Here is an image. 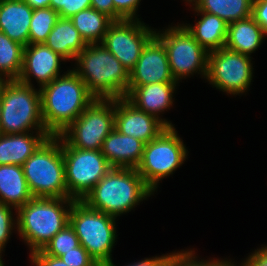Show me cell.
Wrapping results in <instances>:
<instances>
[{"mask_svg":"<svg viewBox=\"0 0 267 266\" xmlns=\"http://www.w3.org/2000/svg\"><path fill=\"white\" fill-rule=\"evenodd\" d=\"M46 130L57 136L96 99L71 69L39 88Z\"/></svg>","mask_w":267,"mask_h":266,"instance_id":"cell-1","label":"cell"},{"mask_svg":"<svg viewBox=\"0 0 267 266\" xmlns=\"http://www.w3.org/2000/svg\"><path fill=\"white\" fill-rule=\"evenodd\" d=\"M152 194L154 191L136 168L112 167L82 201L91 209L117 218Z\"/></svg>","mask_w":267,"mask_h":266,"instance_id":"cell-2","label":"cell"},{"mask_svg":"<svg viewBox=\"0 0 267 266\" xmlns=\"http://www.w3.org/2000/svg\"><path fill=\"white\" fill-rule=\"evenodd\" d=\"M73 71L99 99L126 97L129 71L102 43L87 44L76 56Z\"/></svg>","mask_w":267,"mask_h":266,"instance_id":"cell-3","label":"cell"},{"mask_svg":"<svg viewBox=\"0 0 267 266\" xmlns=\"http://www.w3.org/2000/svg\"><path fill=\"white\" fill-rule=\"evenodd\" d=\"M72 198L33 197L17 213V230L30 248V255L42 250L69 224Z\"/></svg>","mask_w":267,"mask_h":266,"instance_id":"cell-4","label":"cell"},{"mask_svg":"<svg viewBox=\"0 0 267 266\" xmlns=\"http://www.w3.org/2000/svg\"><path fill=\"white\" fill-rule=\"evenodd\" d=\"M22 168L33 197L69 198L60 135L48 137Z\"/></svg>","mask_w":267,"mask_h":266,"instance_id":"cell-5","label":"cell"},{"mask_svg":"<svg viewBox=\"0 0 267 266\" xmlns=\"http://www.w3.org/2000/svg\"><path fill=\"white\" fill-rule=\"evenodd\" d=\"M47 131L39 89L18 80H1L0 134Z\"/></svg>","mask_w":267,"mask_h":266,"instance_id":"cell-6","label":"cell"},{"mask_svg":"<svg viewBox=\"0 0 267 266\" xmlns=\"http://www.w3.org/2000/svg\"><path fill=\"white\" fill-rule=\"evenodd\" d=\"M116 219L89 208L83 201H74L69 224L79 241L99 266L112 262V249L117 241Z\"/></svg>","mask_w":267,"mask_h":266,"instance_id":"cell-7","label":"cell"},{"mask_svg":"<svg viewBox=\"0 0 267 266\" xmlns=\"http://www.w3.org/2000/svg\"><path fill=\"white\" fill-rule=\"evenodd\" d=\"M187 152L175 127H166L156 138L145 143L143 156L136 170L155 192L159 181L182 166L186 161Z\"/></svg>","mask_w":267,"mask_h":266,"instance_id":"cell-8","label":"cell"},{"mask_svg":"<svg viewBox=\"0 0 267 266\" xmlns=\"http://www.w3.org/2000/svg\"><path fill=\"white\" fill-rule=\"evenodd\" d=\"M115 99L96 98L59 135L72 147L101 150L106 137L114 129Z\"/></svg>","mask_w":267,"mask_h":266,"instance_id":"cell-9","label":"cell"},{"mask_svg":"<svg viewBox=\"0 0 267 266\" xmlns=\"http://www.w3.org/2000/svg\"><path fill=\"white\" fill-rule=\"evenodd\" d=\"M62 151L69 198L82 201L112 166L101 150L78 149L63 138Z\"/></svg>","mask_w":267,"mask_h":266,"instance_id":"cell-10","label":"cell"},{"mask_svg":"<svg viewBox=\"0 0 267 266\" xmlns=\"http://www.w3.org/2000/svg\"><path fill=\"white\" fill-rule=\"evenodd\" d=\"M164 30L155 31V36L166 49L170 70L175 81L179 83V80L186 79L194 73L206 78L209 53L182 24Z\"/></svg>","mask_w":267,"mask_h":266,"instance_id":"cell-11","label":"cell"},{"mask_svg":"<svg viewBox=\"0 0 267 266\" xmlns=\"http://www.w3.org/2000/svg\"><path fill=\"white\" fill-rule=\"evenodd\" d=\"M251 57L227 49L212 51L208 55L207 81L227 94L246 93L253 78Z\"/></svg>","mask_w":267,"mask_h":266,"instance_id":"cell-12","label":"cell"},{"mask_svg":"<svg viewBox=\"0 0 267 266\" xmlns=\"http://www.w3.org/2000/svg\"><path fill=\"white\" fill-rule=\"evenodd\" d=\"M138 20L114 21L101 42L130 72L155 30Z\"/></svg>","mask_w":267,"mask_h":266,"instance_id":"cell-13","label":"cell"},{"mask_svg":"<svg viewBox=\"0 0 267 266\" xmlns=\"http://www.w3.org/2000/svg\"><path fill=\"white\" fill-rule=\"evenodd\" d=\"M176 82L163 43L154 35L142 49L135 67L129 72V86Z\"/></svg>","mask_w":267,"mask_h":266,"instance_id":"cell-14","label":"cell"},{"mask_svg":"<svg viewBox=\"0 0 267 266\" xmlns=\"http://www.w3.org/2000/svg\"><path fill=\"white\" fill-rule=\"evenodd\" d=\"M114 128L144 143L156 138L166 126L155 116L137 109L125 97L115 99Z\"/></svg>","mask_w":267,"mask_h":266,"instance_id":"cell-15","label":"cell"},{"mask_svg":"<svg viewBox=\"0 0 267 266\" xmlns=\"http://www.w3.org/2000/svg\"><path fill=\"white\" fill-rule=\"evenodd\" d=\"M61 61L66 62L45 43L29 44L24 47L23 66L18 81L33 86L31 80L35 78L42 88L60 76Z\"/></svg>","mask_w":267,"mask_h":266,"instance_id":"cell-16","label":"cell"},{"mask_svg":"<svg viewBox=\"0 0 267 266\" xmlns=\"http://www.w3.org/2000/svg\"><path fill=\"white\" fill-rule=\"evenodd\" d=\"M178 82L151 83L142 86H128L126 99L137 109L155 116L166 127L174 125L159 117L161 112L167 111L173 104V94Z\"/></svg>","mask_w":267,"mask_h":266,"instance_id":"cell-17","label":"cell"},{"mask_svg":"<svg viewBox=\"0 0 267 266\" xmlns=\"http://www.w3.org/2000/svg\"><path fill=\"white\" fill-rule=\"evenodd\" d=\"M144 147L143 141L121 134L114 128L104 140L101 152L112 167L136 168Z\"/></svg>","mask_w":267,"mask_h":266,"instance_id":"cell-18","label":"cell"},{"mask_svg":"<svg viewBox=\"0 0 267 266\" xmlns=\"http://www.w3.org/2000/svg\"><path fill=\"white\" fill-rule=\"evenodd\" d=\"M33 11L24 0H0V31L26 47Z\"/></svg>","mask_w":267,"mask_h":266,"instance_id":"cell-19","label":"cell"},{"mask_svg":"<svg viewBox=\"0 0 267 266\" xmlns=\"http://www.w3.org/2000/svg\"><path fill=\"white\" fill-rule=\"evenodd\" d=\"M0 134V165H20L50 136L48 131Z\"/></svg>","mask_w":267,"mask_h":266,"instance_id":"cell-20","label":"cell"},{"mask_svg":"<svg viewBox=\"0 0 267 266\" xmlns=\"http://www.w3.org/2000/svg\"><path fill=\"white\" fill-rule=\"evenodd\" d=\"M193 10L201 16L200 20L194 25L187 23L182 25L208 53L224 48L228 23L216 15L198 11L195 7Z\"/></svg>","mask_w":267,"mask_h":266,"instance_id":"cell-21","label":"cell"},{"mask_svg":"<svg viewBox=\"0 0 267 266\" xmlns=\"http://www.w3.org/2000/svg\"><path fill=\"white\" fill-rule=\"evenodd\" d=\"M33 198L20 165H0V203L18 210Z\"/></svg>","mask_w":267,"mask_h":266,"instance_id":"cell-22","label":"cell"},{"mask_svg":"<svg viewBox=\"0 0 267 266\" xmlns=\"http://www.w3.org/2000/svg\"><path fill=\"white\" fill-rule=\"evenodd\" d=\"M265 34L261 26L252 18L228 24L225 47L251 57V53L262 44Z\"/></svg>","mask_w":267,"mask_h":266,"instance_id":"cell-23","label":"cell"},{"mask_svg":"<svg viewBox=\"0 0 267 266\" xmlns=\"http://www.w3.org/2000/svg\"><path fill=\"white\" fill-rule=\"evenodd\" d=\"M45 44L66 61L76 56L87 46L70 18L59 17L48 35Z\"/></svg>","mask_w":267,"mask_h":266,"instance_id":"cell-24","label":"cell"},{"mask_svg":"<svg viewBox=\"0 0 267 266\" xmlns=\"http://www.w3.org/2000/svg\"><path fill=\"white\" fill-rule=\"evenodd\" d=\"M187 3L230 24L251 17L253 0H189Z\"/></svg>","mask_w":267,"mask_h":266,"instance_id":"cell-25","label":"cell"},{"mask_svg":"<svg viewBox=\"0 0 267 266\" xmlns=\"http://www.w3.org/2000/svg\"><path fill=\"white\" fill-rule=\"evenodd\" d=\"M70 19L86 44L101 43L109 26L114 22L94 8L82 10Z\"/></svg>","mask_w":267,"mask_h":266,"instance_id":"cell-26","label":"cell"},{"mask_svg":"<svg viewBox=\"0 0 267 266\" xmlns=\"http://www.w3.org/2000/svg\"><path fill=\"white\" fill-rule=\"evenodd\" d=\"M24 46L0 31V80H18L23 66Z\"/></svg>","mask_w":267,"mask_h":266,"instance_id":"cell-27","label":"cell"},{"mask_svg":"<svg viewBox=\"0 0 267 266\" xmlns=\"http://www.w3.org/2000/svg\"><path fill=\"white\" fill-rule=\"evenodd\" d=\"M58 18V13L50 7L35 9L30 21L29 44L45 43Z\"/></svg>","mask_w":267,"mask_h":266,"instance_id":"cell-28","label":"cell"},{"mask_svg":"<svg viewBox=\"0 0 267 266\" xmlns=\"http://www.w3.org/2000/svg\"><path fill=\"white\" fill-rule=\"evenodd\" d=\"M78 246H80V241L73 227L68 224L60 230L42 250L47 255L60 257L65 254V252H69Z\"/></svg>","mask_w":267,"mask_h":266,"instance_id":"cell-29","label":"cell"},{"mask_svg":"<svg viewBox=\"0 0 267 266\" xmlns=\"http://www.w3.org/2000/svg\"><path fill=\"white\" fill-rule=\"evenodd\" d=\"M49 7L54 9L59 17L70 18L82 10L91 8V0H50Z\"/></svg>","mask_w":267,"mask_h":266,"instance_id":"cell-30","label":"cell"},{"mask_svg":"<svg viewBox=\"0 0 267 266\" xmlns=\"http://www.w3.org/2000/svg\"><path fill=\"white\" fill-rule=\"evenodd\" d=\"M13 207L0 203V253L9 241L12 230L17 229V218H13ZM14 227V228H13Z\"/></svg>","mask_w":267,"mask_h":266,"instance_id":"cell-31","label":"cell"},{"mask_svg":"<svg viewBox=\"0 0 267 266\" xmlns=\"http://www.w3.org/2000/svg\"><path fill=\"white\" fill-rule=\"evenodd\" d=\"M60 259L69 266H99L82 245L65 252Z\"/></svg>","mask_w":267,"mask_h":266,"instance_id":"cell-32","label":"cell"},{"mask_svg":"<svg viewBox=\"0 0 267 266\" xmlns=\"http://www.w3.org/2000/svg\"><path fill=\"white\" fill-rule=\"evenodd\" d=\"M141 0H113L114 21L138 20V5Z\"/></svg>","mask_w":267,"mask_h":266,"instance_id":"cell-33","label":"cell"},{"mask_svg":"<svg viewBox=\"0 0 267 266\" xmlns=\"http://www.w3.org/2000/svg\"><path fill=\"white\" fill-rule=\"evenodd\" d=\"M198 260L193 249L176 252V266H210V260Z\"/></svg>","mask_w":267,"mask_h":266,"instance_id":"cell-34","label":"cell"},{"mask_svg":"<svg viewBox=\"0 0 267 266\" xmlns=\"http://www.w3.org/2000/svg\"><path fill=\"white\" fill-rule=\"evenodd\" d=\"M251 17L261 26L267 35V0H253Z\"/></svg>","mask_w":267,"mask_h":266,"instance_id":"cell-35","label":"cell"},{"mask_svg":"<svg viewBox=\"0 0 267 266\" xmlns=\"http://www.w3.org/2000/svg\"><path fill=\"white\" fill-rule=\"evenodd\" d=\"M29 256L33 266H69L60 257L47 255L43 250L36 251Z\"/></svg>","mask_w":267,"mask_h":266,"instance_id":"cell-36","label":"cell"},{"mask_svg":"<svg viewBox=\"0 0 267 266\" xmlns=\"http://www.w3.org/2000/svg\"><path fill=\"white\" fill-rule=\"evenodd\" d=\"M241 266H267V246L253 251L244 262L242 261Z\"/></svg>","mask_w":267,"mask_h":266,"instance_id":"cell-37","label":"cell"},{"mask_svg":"<svg viewBox=\"0 0 267 266\" xmlns=\"http://www.w3.org/2000/svg\"><path fill=\"white\" fill-rule=\"evenodd\" d=\"M171 253L162 255V256H155L152 258H144V260L135 262L133 264L127 266H163L169 259ZM104 266H115L113 262L107 263Z\"/></svg>","mask_w":267,"mask_h":266,"instance_id":"cell-38","label":"cell"},{"mask_svg":"<svg viewBox=\"0 0 267 266\" xmlns=\"http://www.w3.org/2000/svg\"><path fill=\"white\" fill-rule=\"evenodd\" d=\"M91 8L107 15L114 21L113 0H91Z\"/></svg>","mask_w":267,"mask_h":266,"instance_id":"cell-39","label":"cell"},{"mask_svg":"<svg viewBox=\"0 0 267 266\" xmlns=\"http://www.w3.org/2000/svg\"><path fill=\"white\" fill-rule=\"evenodd\" d=\"M33 10L46 8L50 5V0H24Z\"/></svg>","mask_w":267,"mask_h":266,"instance_id":"cell-40","label":"cell"},{"mask_svg":"<svg viewBox=\"0 0 267 266\" xmlns=\"http://www.w3.org/2000/svg\"><path fill=\"white\" fill-rule=\"evenodd\" d=\"M230 260H219V259H210V266H237L234 262ZM241 266V264L239 265Z\"/></svg>","mask_w":267,"mask_h":266,"instance_id":"cell-41","label":"cell"},{"mask_svg":"<svg viewBox=\"0 0 267 266\" xmlns=\"http://www.w3.org/2000/svg\"><path fill=\"white\" fill-rule=\"evenodd\" d=\"M163 266H176V251L171 253L170 259Z\"/></svg>","mask_w":267,"mask_h":266,"instance_id":"cell-42","label":"cell"},{"mask_svg":"<svg viewBox=\"0 0 267 266\" xmlns=\"http://www.w3.org/2000/svg\"><path fill=\"white\" fill-rule=\"evenodd\" d=\"M0 115H1V80H0Z\"/></svg>","mask_w":267,"mask_h":266,"instance_id":"cell-43","label":"cell"},{"mask_svg":"<svg viewBox=\"0 0 267 266\" xmlns=\"http://www.w3.org/2000/svg\"><path fill=\"white\" fill-rule=\"evenodd\" d=\"M1 256H2V253H0V266H4V263H3Z\"/></svg>","mask_w":267,"mask_h":266,"instance_id":"cell-44","label":"cell"}]
</instances>
